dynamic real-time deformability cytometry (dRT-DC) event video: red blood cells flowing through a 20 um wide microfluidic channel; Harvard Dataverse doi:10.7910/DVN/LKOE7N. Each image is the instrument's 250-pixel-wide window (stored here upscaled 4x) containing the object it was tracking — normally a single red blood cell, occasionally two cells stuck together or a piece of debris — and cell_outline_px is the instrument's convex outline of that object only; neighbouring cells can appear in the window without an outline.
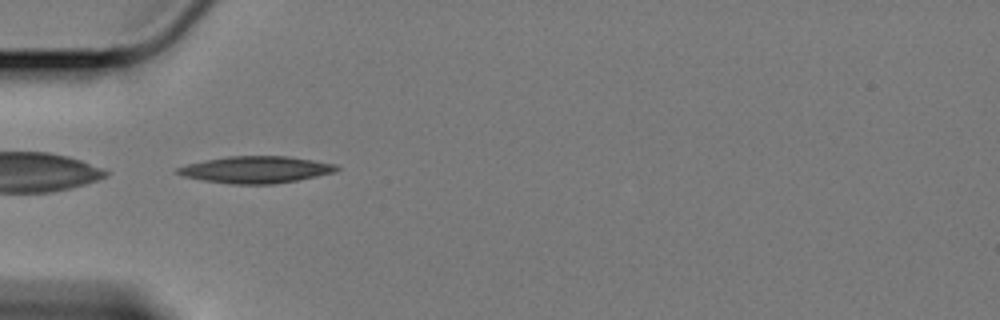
{"species": "Egyptian fruit bat (a non-hibernating species)", "species_latin": "Rousettus aegyptiacus", "temperature_condition": "cold", "stored_images_in_passage": 22, "camera_frame_rate_fps": 3000, "um_per_image_px": 0.085, "animal": {"sex": "female"}, "frame": {"image": 1, "passage_image": 1, "time_ms": 0.0, "image_size_px": [1000, 320], "cell_outline_px": [[340, 168], [336, 172], [296, 180], [272, 184], [232, 184], [204, 180], [184, 176], [172, 172], [176, 168], [188, 164], [204, 160], [228, 156], [288, 156], [336, 164]], "centroid_in_image_um": [21.73, 14.41], "position_along_channel_um": 63.3, "area_um2": 24.8}}
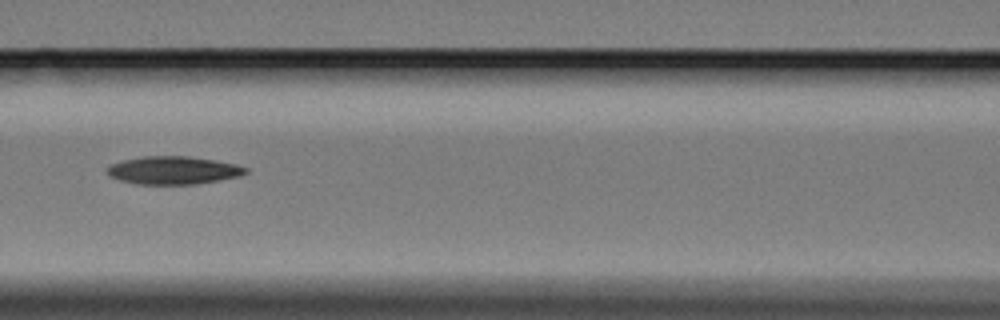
{"frame": {"image": 2, "passage_image": 9, "time_ms": 2.667, "image_size_px": [1000, 320], "cell_outline_px": [[248, 172], [240, 176], [196, 184], [136, 184], [120, 180], [108, 176], [108, 164], [124, 160], [144, 156], [188, 156], [236, 164], [248, 168]], "centroid_in_image_um": [14.72, 14.47], "position_along_channel_um": 151.9, "area_um2": 22.48}}
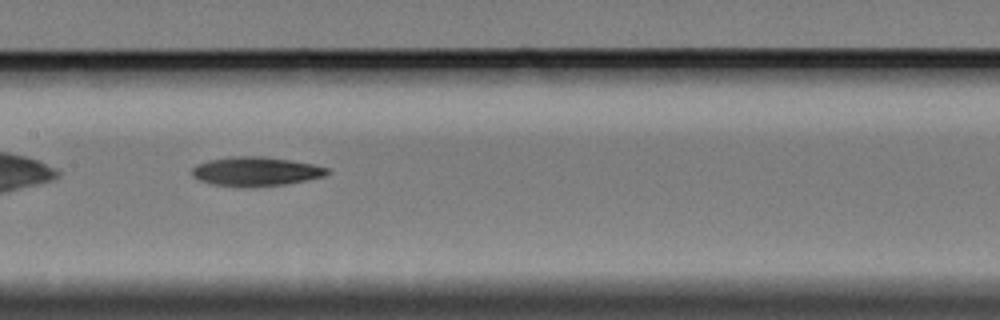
{"frame": {"image": 3, "passage_image": 12, "time_ms": 3.667, "image_size_px": [1000, 320], "cell_outline_px": [[328, 172], [324, 176], [284, 184], [252, 188], [212, 184], [200, 180], [192, 176], [192, 168], [200, 164], [212, 160], [228, 156], [264, 156], [312, 164], [328, 168]], "centroid_in_image_um": [21.72, 14.58], "position_along_channel_um": 185.7, "area_um2": 22.72}}